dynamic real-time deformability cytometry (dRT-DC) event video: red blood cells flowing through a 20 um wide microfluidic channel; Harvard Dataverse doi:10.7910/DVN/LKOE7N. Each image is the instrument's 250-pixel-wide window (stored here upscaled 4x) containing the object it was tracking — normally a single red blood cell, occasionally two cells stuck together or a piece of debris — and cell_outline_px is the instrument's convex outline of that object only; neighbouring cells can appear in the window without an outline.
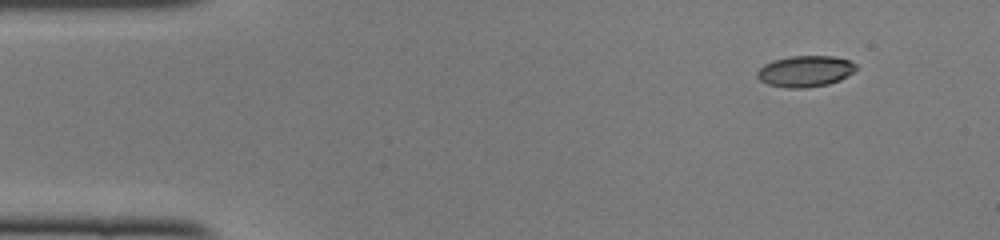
{"species": "common noctule bat (a hibernating species)", "species_latin": "Nyctalus noctula", "temperature_condition": "cold", "stored_images_in_passage": 45, "camera_frame_rate_fps": 3000, "um_per_image_px": 0.085, "animal": {"sex": "female", "body_mass_g": 22.0, "forearm_length_mm": 56.7}, "frame": {"image": 1, "passage_image": 1, "time_ms": 0.0, "image_size_px": [1000, 240], "cell_outline_px": [[856, 68], [852, 72], [840, 80], [828, 84], [808, 88], [788, 88], [768, 84], [760, 80], [756, 76], [756, 72], [764, 64], [772, 60], [788, 56], [832, 56], [848, 60], [856, 64]], "centroid_in_image_um": [68.41, 6.05], "position_along_channel_um": 16.6, "area_um2": 17.98}}
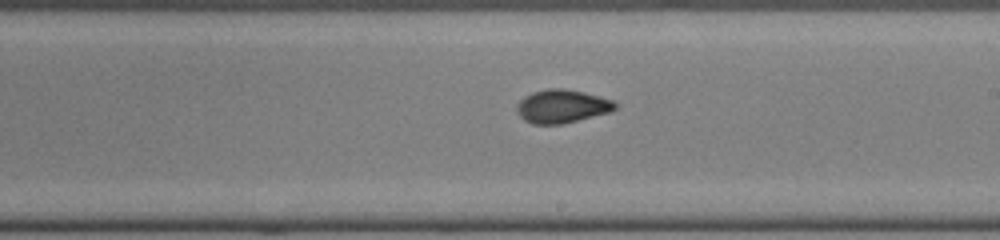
{"frame": {"image": 2, "passage_image": 24, "time_ms": 7.667, "image_size_px": [1000, 240], "cell_outline_px": [[616, 108], [608, 112], [560, 124], [532, 124], [524, 120], [516, 112], [516, 104], [524, 96], [532, 92], [548, 88], [564, 88], [584, 92], [600, 96], [612, 100], [616, 104]], "centroid_in_image_um": [47.71, 9.02], "position_along_channel_um": 241.3, "area_um2": 19.02}}
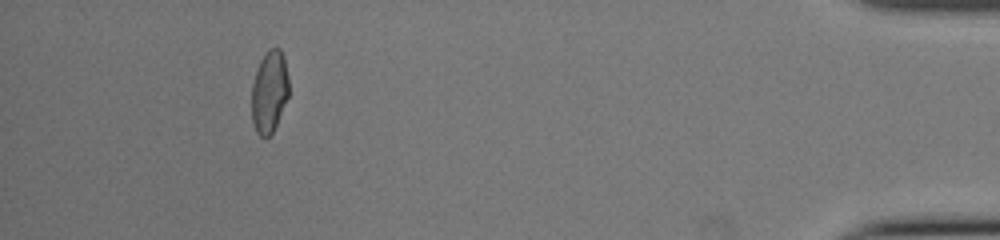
{"frame": {"image": 3, "passage_image": 41, "time_ms": 13.333, "image_size_px": [1000, 240], "cell_outline_px": [[288, 96], [276, 124], [272, 132], [268, 136], [260, 136], [256, 132], [252, 120], [252, 84], [260, 60], [268, 48], [280, 48], [284, 56], [288, 76]], "centroid_in_image_um": [22.89, 7.76], "position_along_channel_um": 412.3, "area_um2": 17.63}, "authors_computed_cell_mechanics": {"area_um2": 18.4382, "velocity_mm_per_s": 4.1196, "shape_relaxation_time_tau1_ms": null, "shape_relaxation_time_tau2_ms": 1.4077, "deformation_change_tau1": null, "deformation_change_tau2": 0.0494}}